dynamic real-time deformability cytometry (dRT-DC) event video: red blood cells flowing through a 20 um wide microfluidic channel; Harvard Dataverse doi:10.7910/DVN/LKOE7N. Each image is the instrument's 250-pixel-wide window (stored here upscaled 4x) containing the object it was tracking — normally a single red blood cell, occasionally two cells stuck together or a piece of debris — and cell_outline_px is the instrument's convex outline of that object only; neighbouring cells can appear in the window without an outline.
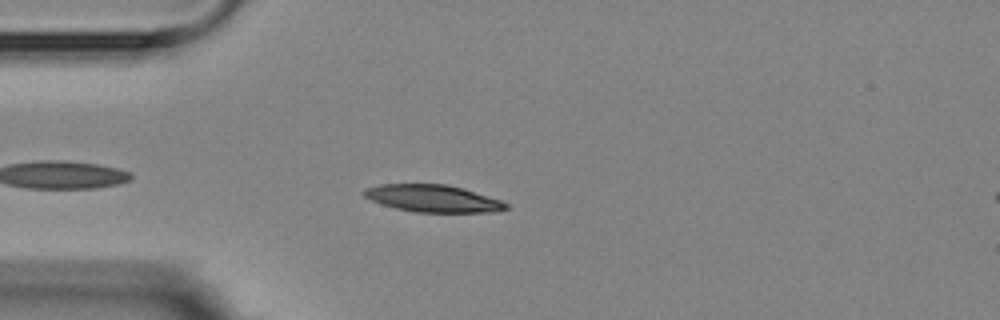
{"species": "Egyptian fruit bat (a non-hibernating species)", "species_latin": "Rousettus aegyptiacus", "temperature_condition": "room temperature", "stored_images_in_passage": 4, "camera_frame_rate_fps": 3000, "um_per_image_px": 0.085, "animal": {"sex": "female"}, "frame": {"image": 1, "passage_image": 3, "time_ms": 3.333, "image_size_px": [1000, 320], "cell_outline_px": [[508, 208], [496, 212], [416, 212], [396, 208], [380, 204], [364, 196], [360, 192], [364, 188], [380, 184], [448, 184], [464, 188], [500, 200], [508, 204]], "centroid_in_image_um": [36.77, 16.86], "position_along_channel_um": 48.2, "area_um2": 22.6}}